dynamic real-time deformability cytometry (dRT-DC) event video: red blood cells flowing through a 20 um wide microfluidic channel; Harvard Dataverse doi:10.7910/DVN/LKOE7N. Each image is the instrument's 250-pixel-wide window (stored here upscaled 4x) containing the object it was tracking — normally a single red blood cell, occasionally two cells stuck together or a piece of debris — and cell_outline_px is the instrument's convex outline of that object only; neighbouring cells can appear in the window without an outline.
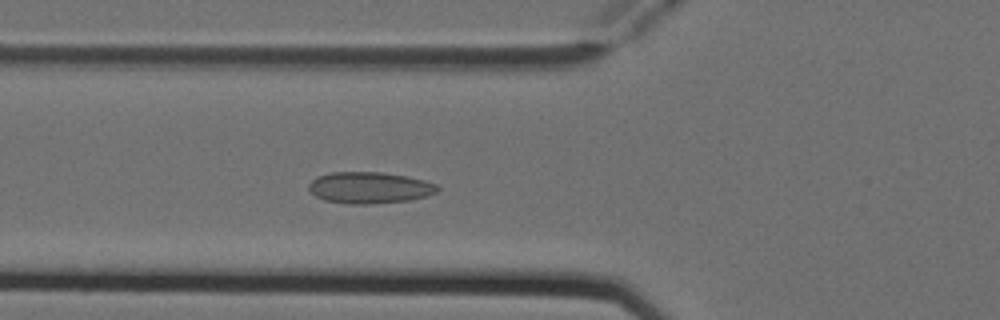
{"species": "Egyptian fruit bat (a non-hibernating species)", "species_latin": "Rousettus aegyptiacus", "temperature_condition": "cold", "stored_images_in_passage": 5, "camera_frame_rate_fps": 3000, "um_per_image_px": 0.085, "animal": {"sex": "female"}, "frame": {"image": 1, "passage_image": 5, "time_ms": 1.333, "image_size_px": [1000, 320], "cell_outline_px": [[440, 188], [436, 192], [428, 196], [408, 200], [372, 204], [348, 204], [324, 200], [316, 196], [308, 188], [308, 184], [316, 176], [332, 172], [380, 172], [404, 176], [424, 180], [436, 184]], "centroid_in_image_um": [31.39, 15.95], "position_along_channel_um": 94.4, "area_um2": 23.58}}